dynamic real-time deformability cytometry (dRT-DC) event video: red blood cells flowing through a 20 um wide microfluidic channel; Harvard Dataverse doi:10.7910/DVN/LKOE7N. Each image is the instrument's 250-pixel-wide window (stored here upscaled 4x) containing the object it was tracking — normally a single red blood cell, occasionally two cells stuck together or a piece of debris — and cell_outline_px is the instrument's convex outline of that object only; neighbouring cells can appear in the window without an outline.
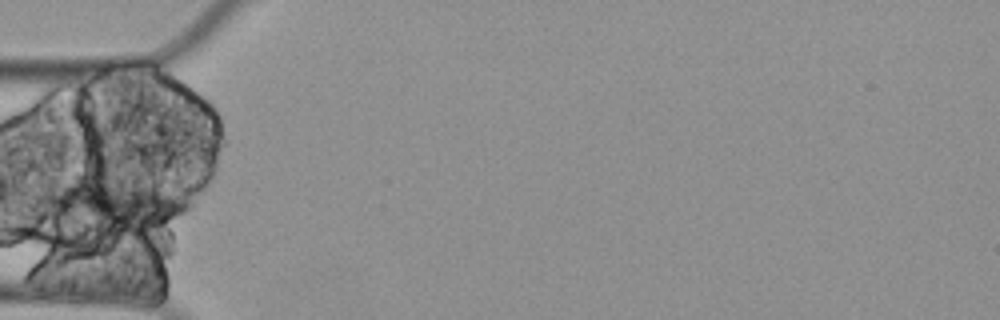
{"species": "Egyptian fruit bat (a non-hibernating species)", "species_latin": "Rousettus aegyptiacus", "temperature_condition": "cold", "stored_images_in_passage": 10, "segment_of_instrument_passage": [2, 3], "camera_frame_rate_fps": 3000, "um_per_image_px": 0.085, "animal": {"sex": "female"}, "frame": {"image": 1, "passage_image": 4, "time_ms": 1.0, "image_size_px": [1000, 320], "cell_outline_px": [[192, 208], [168, 220], [148, 228], [92, 232], [48, 208], [44, 204], [40, 196], [48, 188], [76, 172], [80, 172], [172, 196], [184, 200], [192, 204]], "centroid_in_image_um": [9.38, 17.33], "position_along_channel_um": 75.6, "area_um2": 40.58}}